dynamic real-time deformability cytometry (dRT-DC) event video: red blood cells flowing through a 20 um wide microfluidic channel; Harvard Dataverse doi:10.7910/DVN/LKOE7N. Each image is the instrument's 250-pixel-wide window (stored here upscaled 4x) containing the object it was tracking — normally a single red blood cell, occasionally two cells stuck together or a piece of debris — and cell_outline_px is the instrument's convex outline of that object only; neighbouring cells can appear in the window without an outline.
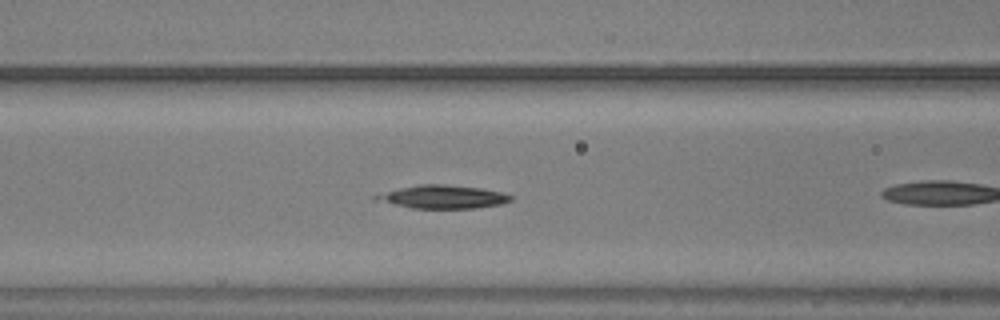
{"species": "common noctule bat (a hibernating species)", "species_latin": "Nyctalus noctula", "temperature_condition": "warm", "stored_images_in_passage": 28, "camera_frame_rate_fps": 3000, "um_per_image_px": 0.085, "animal": {"sex": "male", "body_mass_g": 20.5, "forearm_length_mm": 52.5}, "frame": {"image": 1, "passage_image": 8, "time_ms": 2.333, "image_size_px": [1000, 320], "cell_outline_px": [[512, 200], [500, 204], [476, 208], [412, 208], [372, 200], [372, 196], [400, 188], [420, 184], [444, 184], [480, 188], [504, 192], [512, 196]], "centroid_in_image_um": [37.63, 16.73], "position_along_channel_um": 129.0, "area_um2": 18.21}}
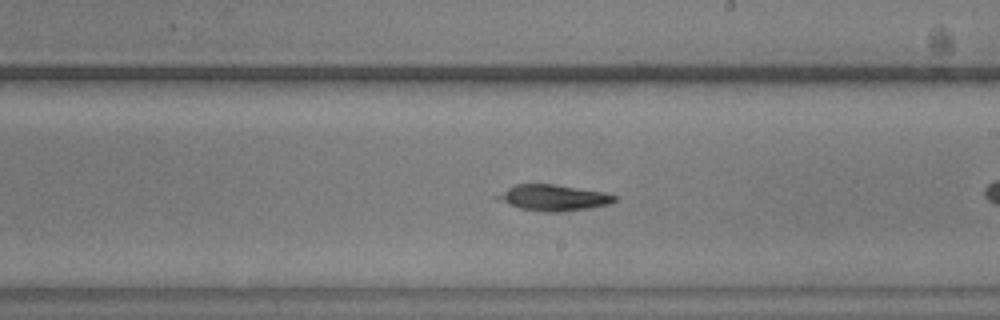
{"frame": {"image": 2, "passage_image": 17, "time_ms": 5.333, "image_size_px": [1000, 320], "cell_outline_px": [[616, 200], [608, 204], [588, 208], [560, 212], [544, 212], [520, 208], [496, 200], [496, 196], [508, 188], [516, 184], [552, 184], [604, 192], [616, 196]], "centroid_in_image_um": [47.02, 16.81], "position_along_channel_um": 242.0, "area_um2": 17.51}}
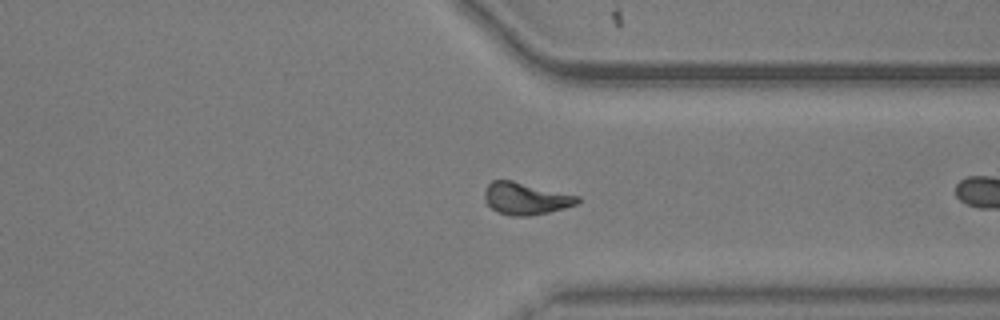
{"frame": {"image": 3, "passage_image": 27, "time_ms": 8.667, "image_size_px": [1000, 320], "cell_outline_px": [[580, 200], [576, 204], [564, 208], [548, 212], [528, 216], [512, 216], [500, 212], [492, 208], [484, 200], [484, 188], [492, 180], [512, 180], [580, 196]], "centroid_in_image_um": [44.67, 16.86], "position_along_channel_um": 366.7, "area_um2": 17.34}}